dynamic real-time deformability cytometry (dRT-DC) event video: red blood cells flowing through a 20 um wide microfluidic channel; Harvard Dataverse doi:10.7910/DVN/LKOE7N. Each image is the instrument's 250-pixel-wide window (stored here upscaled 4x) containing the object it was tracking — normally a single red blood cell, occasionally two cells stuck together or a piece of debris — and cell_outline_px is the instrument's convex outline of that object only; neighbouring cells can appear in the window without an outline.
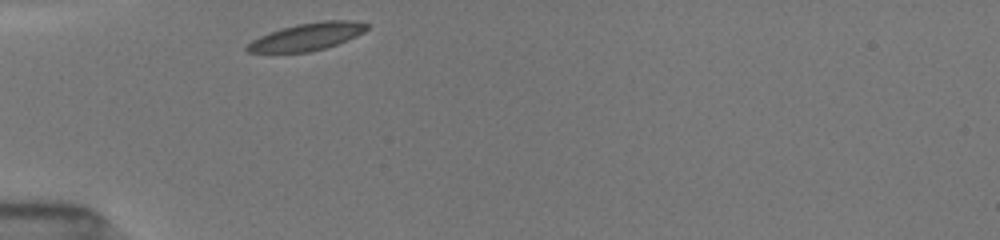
{"species": "common noctule bat (a hibernating species)", "species_latin": "Nyctalus noctula", "temperature_condition": "room temperature", "stored_images_in_passage": 1, "camera_frame_rate_fps": 3000, "um_per_image_px": 0.085, "animal": {"sex": "female", "body_mass_g": 19.5, "forearm_length_mm": 54.1}, "frame": {"image": 1, "passage_image": 1, "time_ms": 0.0, "image_size_px": [1000, 240], "cell_outline_px": [[368, 28], [364, 32], [356, 36], [336, 44], [324, 48], [308, 52], [248, 52], [244, 48], [252, 40], [260, 36], [280, 28], [296, 24], [320, 20], [352, 20], [368, 24]], "centroid_in_image_um": [26.1, 3.1], "position_along_channel_um": 58.9, "area_um2": 19.02}}